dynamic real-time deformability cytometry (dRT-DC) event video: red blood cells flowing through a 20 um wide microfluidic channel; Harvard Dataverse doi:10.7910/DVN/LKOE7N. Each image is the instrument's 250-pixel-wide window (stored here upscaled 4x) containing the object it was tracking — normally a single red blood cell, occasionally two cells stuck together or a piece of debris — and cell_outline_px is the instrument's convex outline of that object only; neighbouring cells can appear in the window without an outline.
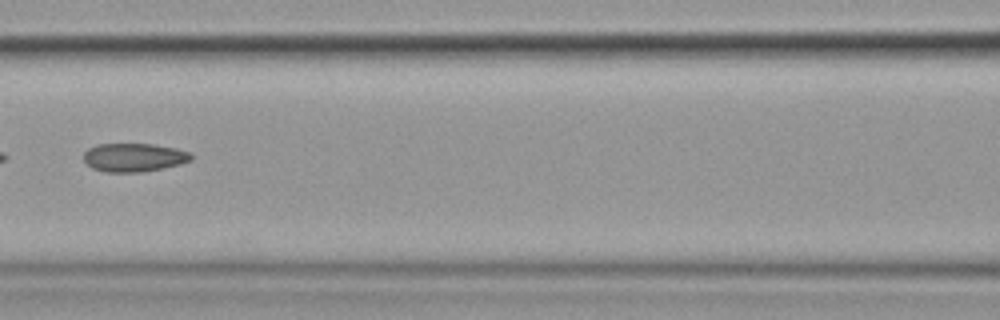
{"species": "common noctule bat (a hibernating species)", "species_latin": "Nyctalus noctula", "temperature_condition": "cold", "stored_images_in_passage": 14, "segment_of_instrument_passage": [2, 2], "camera_frame_rate_fps": 3000, "um_per_image_px": 0.085, "animal": {"sex": "female", "body_mass_g": 19.9}, "frame": {"image": 1, "passage_image": 7, "time_ms": 8.0, "image_size_px": [1000, 320], "cell_outline_px": [[192, 160], [180, 164], [140, 172], [104, 172], [92, 168], [84, 160], [84, 152], [88, 148], [96, 144], [152, 144], [176, 148], [188, 152], [192, 156]], "centroid_in_image_um": [11.35, 13.37], "position_along_channel_um": 155.2, "area_um2": 17.74}}
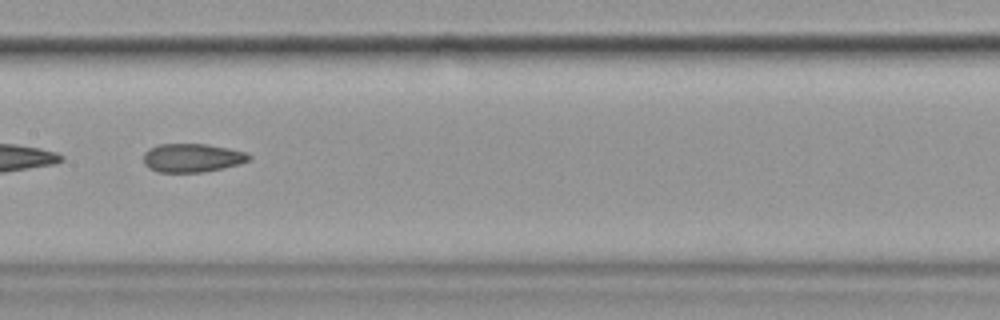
{"frame": {"image": 2, "passage_image": 8, "time_ms": 9.0, "image_size_px": [1000, 320], "cell_outline_px": [[252, 156], [248, 160], [240, 164], [200, 172], [156, 172], [148, 168], [144, 164], [144, 152], [148, 148], [156, 144], [208, 144], [228, 148], [244, 152]], "centroid_in_image_um": [16.28, 13.41], "position_along_channel_um": 191.1, "area_um2": 17.57}}